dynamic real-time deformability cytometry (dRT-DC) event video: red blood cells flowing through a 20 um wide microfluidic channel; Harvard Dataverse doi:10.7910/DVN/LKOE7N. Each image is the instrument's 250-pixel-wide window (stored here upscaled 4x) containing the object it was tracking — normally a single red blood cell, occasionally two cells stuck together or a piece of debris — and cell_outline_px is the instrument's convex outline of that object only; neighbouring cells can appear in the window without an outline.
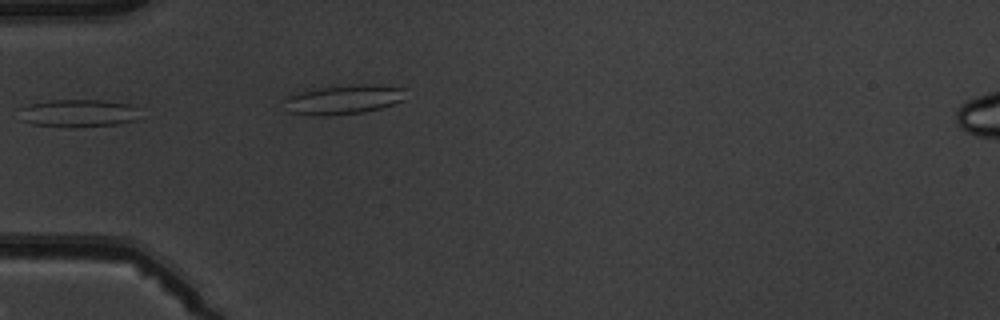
{"species": "common noctule bat (a hibernating species)", "species_latin": "Nyctalus noctula", "temperature_condition": "warm", "stored_images_in_passage": 7, "camera_frame_rate_fps": 3000, "um_per_image_px": 0.085, "animal": {"sex": "male", "body_mass_g": 19.5, "forearm_length_mm": 54.6}, "frame": {"image": 1, "passage_image": 6, "time_ms": 6.667, "image_size_px": [1000, 320], "cell_outline_px": [[140, 108], [136, 120], [120, 124], [32, 124], [20, 120], [20, 108], [28, 104], [52, 100], [100, 100], [128, 104]], "centroid_in_image_um": [6.67, 9.56], "position_along_channel_um": 78.3, "area_um2": 18.5}}